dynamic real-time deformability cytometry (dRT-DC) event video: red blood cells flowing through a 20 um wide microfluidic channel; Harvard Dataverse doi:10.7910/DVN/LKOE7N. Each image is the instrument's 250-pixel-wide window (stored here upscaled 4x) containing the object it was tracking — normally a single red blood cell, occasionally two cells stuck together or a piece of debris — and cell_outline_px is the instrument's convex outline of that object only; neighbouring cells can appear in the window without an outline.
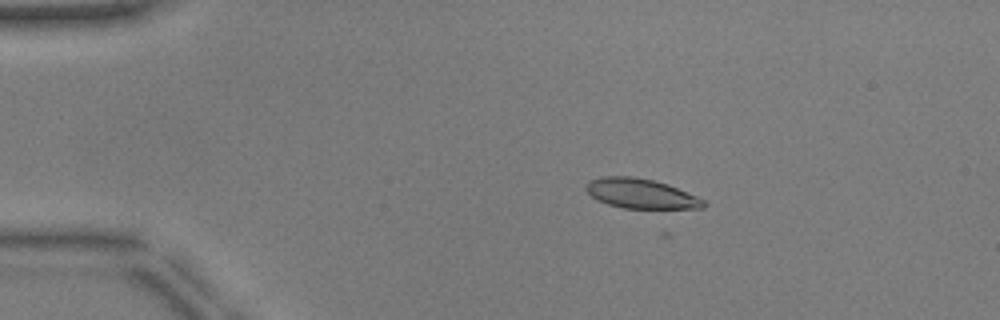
{"species": "common noctule bat (a hibernating species)", "species_latin": "Nyctalus noctula", "temperature_condition": "warm", "stored_images_in_passage": 16, "camera_frame_rate_fps": 3000, "um_per_image_px": 0.085, "animal": {"sex": "male", "body_mass_g": 17.9, "forearm_length_mm": 54.2}, "frame": {"image": 1, "passage_image": 10, "time_ms": 3.0, "image_size_px": [1000, 320], "cell_outline_px": [[708, 204], [704, 208], [624, 208], [608, 204], [596, 200], [584, 188], [584, 184], [588, 180], [604, 176], [632, 176], [652, 180], [668, 184], [696, 196], [704, 200]], "centroid_in_image_um": [54.44, 16.45], "position_along_channel_um": 30.6, "area_um2": 20.4}}